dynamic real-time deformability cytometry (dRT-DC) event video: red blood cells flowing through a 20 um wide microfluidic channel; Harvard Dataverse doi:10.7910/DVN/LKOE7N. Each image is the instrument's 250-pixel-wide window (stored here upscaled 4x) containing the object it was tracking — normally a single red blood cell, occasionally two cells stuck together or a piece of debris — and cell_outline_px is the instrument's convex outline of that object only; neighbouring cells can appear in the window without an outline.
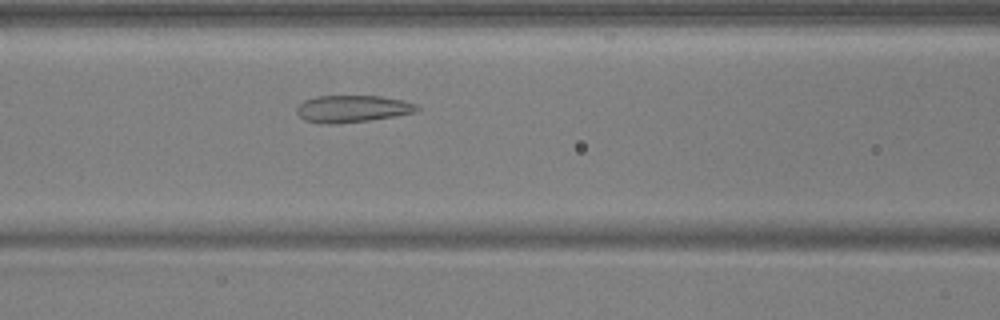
{"species": "common noctule bat (a hibernating species)", "species_latin": "Nyctalus noctula", "temperature_condition": "warm", "stored_images_in_passage": 41, "segment_of_instrument_passage": [1, 2], "camera_frame_rate_fps": 3000, "um_per_image_px": 0.085, "animal": {"sex": "male", "body_mass_g": 17.9, "forearm_length_mm": 54.2}, "frame": {"image": 1, "passage_image": 9, "time_ms": 2.667, "image_size_px": [1000, 320], "cell_outline_px": [[420, 108], [416, 112], [368, 120], [336, 124], [328, 124], [304, 120], [296, 112], [296, 108], [304, 100], [316, 96], [380, 96], [404, 100], [416, 104]], "centroid_in_image_um": [29.94, 9.24], "position_along_channel_um": 136.7, "area_um2": 18.84}}
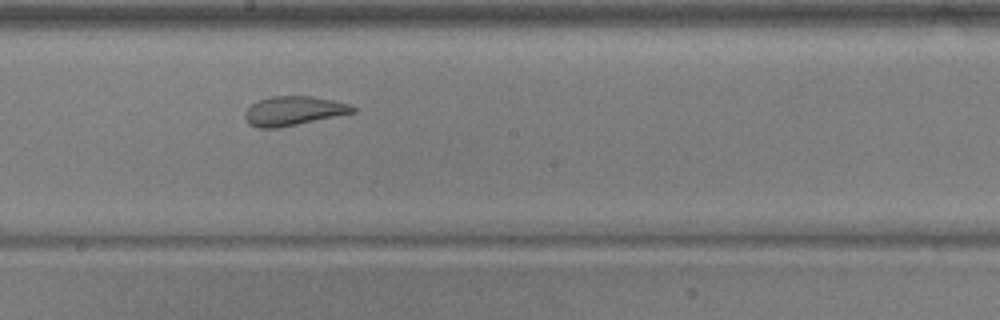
{"frame": {"image": 2, "passage_image": 16, "time_ms": 5.0, "image_size_px": [1000, 320], "cell_outline_px": [[356, 112], [276, 128], [256, 128], [248, 124], [244, 120], [244, 112], [256, 100], [272, 96], [312, 96], [336, 100], [348, 104], [356, 108]], "centroid_in_image_um": [24.9, 9.42], "position_along_channel_um": 223.3, "area_um2": 18.44}}
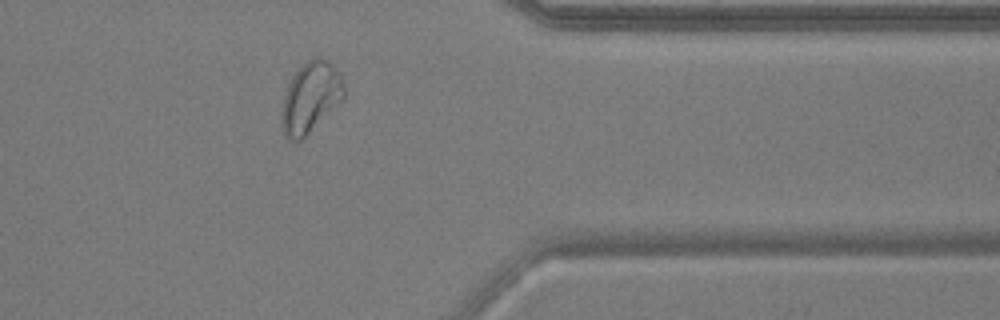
{"frame": {"image": 3, "passage_image": 30, "time_ms": 9.667, "image_size_px": [1000, 320], "cell_outline_px": [[344, 96], [300, 140], [292, 140], [284, 136], [284, 96], [288, 84], [296, 72], [308, 60], [316, 56], [320, 56], [328, 60], [340, 72], [344, 84]], "centroid_in_image_um": [26.43, 8.19], "position_along_channel_um": 385.0, "area_um2": 24.45}}